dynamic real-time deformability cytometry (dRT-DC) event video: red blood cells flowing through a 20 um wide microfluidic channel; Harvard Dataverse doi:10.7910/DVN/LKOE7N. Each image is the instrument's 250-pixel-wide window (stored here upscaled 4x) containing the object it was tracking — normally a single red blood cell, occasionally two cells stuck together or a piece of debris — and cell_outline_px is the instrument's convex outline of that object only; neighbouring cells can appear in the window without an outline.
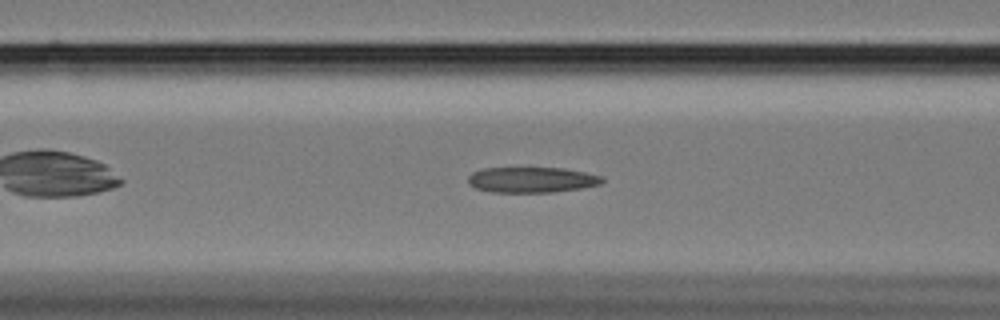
{"species": "Egyptian fruit bat (a non-hibernating species)", "species_latin": "Rousettus aegyptiacus", "temperature_condition": "cold", "stored_images_in_passage": 48, "segment_of_instrument_passage": [1, 2], "camera_frame_rate_fps": 3000, "um_per_image_px": 0.085, "animal": {"sex": "female"}, "frame": {"image": 1, "passage_image": 12, "time_ms": 3.667, "image_size_px": [1000, 320], "cell_outline_px": [[604, 180], [600, 184], [584, 188], [552, 192], [492, 192], [476, 188], [468, 184], [468, 176], [472, 172], [484, 168], [564, 168], [604, 176]], "centroid_in_image_um": [45.21, 15.28], "position_along_channel_um": 121.4, "area_um2": 20.06}}
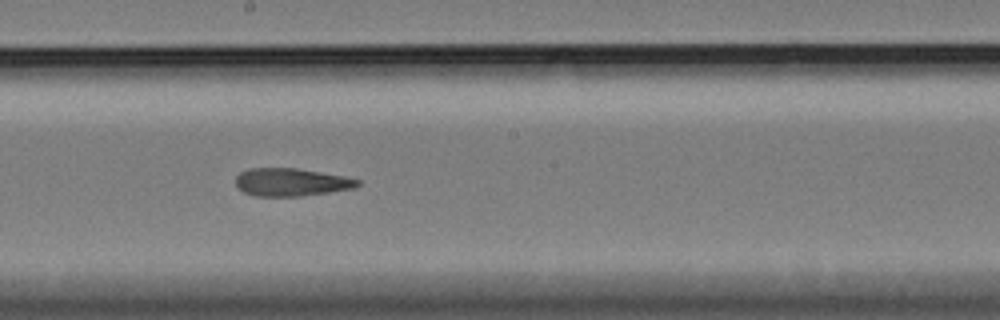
{"frame": {"image": 2, "passage_image": 21, "time_ms": 6.667, "image_size_px": [1000, 320], "cell_outline_px": [[360, 184], [356, 188], [300, 196], [252, 196], [244, 192], [236, 184], [236, 176], [240, 172], [252, 168], [296, 168], [344, 176], [360, 180]], "centroid_in_image_um": [24.76, 15.48], "position_along_channel_um": 223.4, "area_um2": 19.71}}
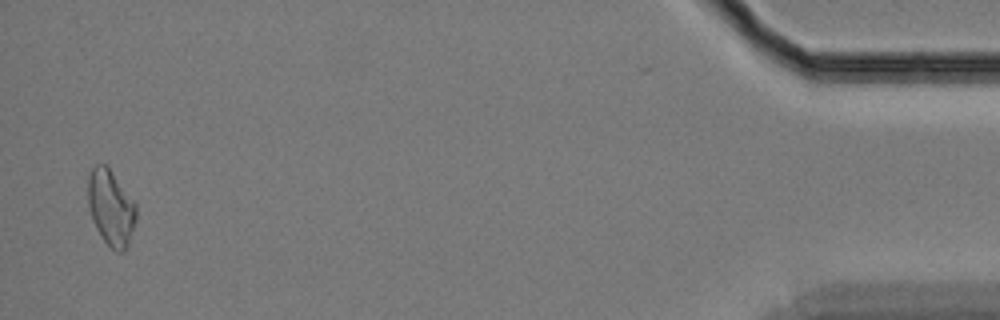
{"frame": {"image": 3, "passage_image": 46, "time_ms": 15.0, "image_size_px": [1000, 320], "cell_outline_px": [[136, 220], [128, 244], [124, 252], [116, 252], [104, 240], [96, 228], [88, 208], [88, 176], [92, 168], [96, 164], [104, 164], [108, 168], [136, 204]], "centroid_in_image_um": [9.42, 17.67], "position_along_channel_um": 425.8, "area_um2": 20.92}}